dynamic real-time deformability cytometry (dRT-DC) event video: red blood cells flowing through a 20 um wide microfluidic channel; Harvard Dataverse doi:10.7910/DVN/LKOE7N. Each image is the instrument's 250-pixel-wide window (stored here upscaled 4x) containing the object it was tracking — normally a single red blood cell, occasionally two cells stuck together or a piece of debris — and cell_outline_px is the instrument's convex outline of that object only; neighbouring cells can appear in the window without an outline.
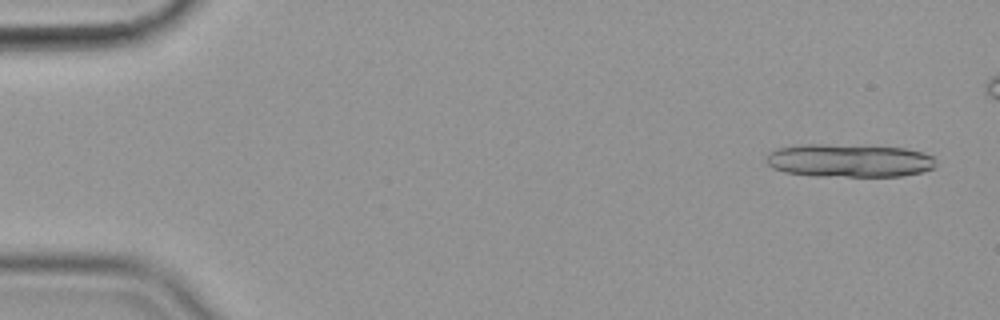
{"species": "common noctule bat (a hibernating species)", "species_latin": "Nyctalus noctula", "temperature_condition": "cold", "stored_images_in_passage": 16, "camera_frame_rate_fps": 3000, "um_per_image_px": 0.085, "animal": {"sex": "female", "body_mass_g": 19.9}, "frame": {"image": 1, "passage_image": 3, "time_ms": 0.667, "image_size_px": [1000, 320], "cell_outline_px": [[936, 168], [920, 172], [900, 176], [808, 176], [784, 172], [772, 168], [764, 160], [764, 156], [768, 152], [776, 148], [804, 144], [824, 144], [904, 148], [924, 152], [932, 156], [936, 160]], "centroid_in_image_um": [72.13, 13.65], "position_along_channel_um": 12.9, "area_um2": 33.18}}